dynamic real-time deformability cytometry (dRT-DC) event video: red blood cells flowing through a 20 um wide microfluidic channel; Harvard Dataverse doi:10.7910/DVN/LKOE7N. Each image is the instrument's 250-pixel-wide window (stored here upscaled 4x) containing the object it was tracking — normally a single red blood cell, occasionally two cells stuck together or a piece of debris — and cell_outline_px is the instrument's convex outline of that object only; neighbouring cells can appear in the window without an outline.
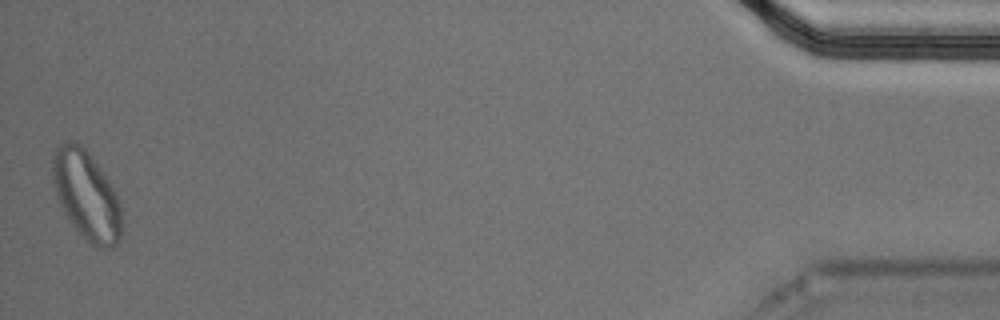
{"species": "Egyptian fruit bat (a non-hibernating species)", "species_latin": "Rousettus aegyptiacus", "temperature_condition": "cold", "stored_images_in_passage": 54, "segment_of_instrument_passage": [2, 2], "camera_frame_rate_fps": 3000, "um_per_image_px": 0.085, "animal": {"sex": "male"}, "frame": {"image": 1, "passage_image": 54, "time_ms": 17.667, "image_size_px": [1000, 320], "cell_outline_px": [[120, 240], [112, 248], [96, 248], [84, 240], [68, 220], [56, 196], [52, 176], [52, 152], [64, 140], [76, 140], [88, 152], [100, 168], [116, 192], [120, 204]], "centroid_in_image_um": [7.31, 16.6], "position_along_channel_um": 427.9, "area_um2": 36.07}}